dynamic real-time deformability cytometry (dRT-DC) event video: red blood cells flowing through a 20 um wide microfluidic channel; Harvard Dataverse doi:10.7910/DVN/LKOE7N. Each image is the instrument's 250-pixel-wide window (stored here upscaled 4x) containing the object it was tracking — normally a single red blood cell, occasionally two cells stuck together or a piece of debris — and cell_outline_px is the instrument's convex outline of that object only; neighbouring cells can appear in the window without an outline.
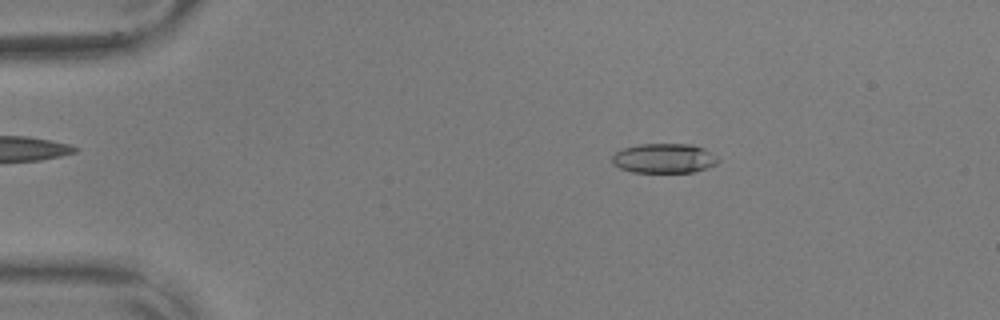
{"species": "common noctule bat (a hibernating species)", "species_latin": "Nyctalus noctula", "temperature_condition": "warm", "stored_images_in_passage": 56, "camera_frame_rate_fps": 3000, "um_per_image_px": 0.085, "animal": {"sex": "male", "body_mass_g": 17.9, "forearm_length_mm": 54.2}, "frame": {"image": 1, "passage_image": 10, "time_ms": 3.0, "image_size_px": [1000, 320], "cell_outline_px": [[720, 160], [716, 164], [708, 168], [692, 172], [632, 172], [620, 168], [612, 164], [612, 156], [620, 148], [636, 144], [692, 144], [704, 148], [716, 156]], "centroid_in_image_um": [56.43, 13.45], "position_along_channel_um": 28.6, "area_um2": 18.5}}
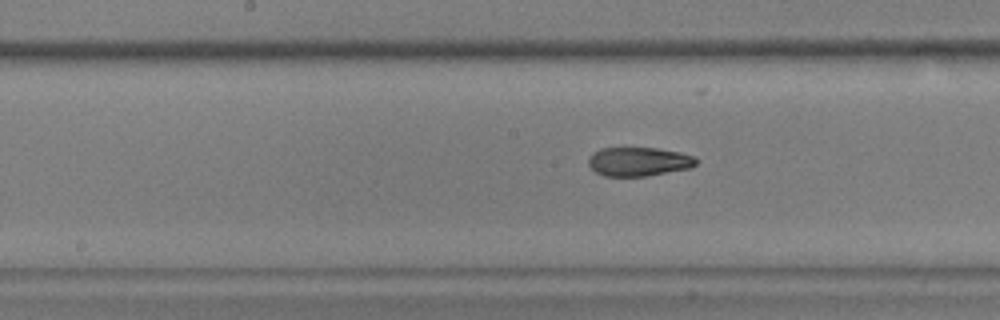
{"frame": {"image": 2, "passage_image": 29, "time_ms": 9.333, "image_size_px": [1000, 320], "cell_outline_px": [[700, 160], [692, 168], [644, 176], [604, 176], [596, 172], [588, 164], [588, 156], [592, 152], [600, 148], [656, 148], [680, 152], [696, 156]], "centroid_in_image_um": [54.31, 13.73], "position_along_channel_um": 193.9, "area_um2": 18.38}}
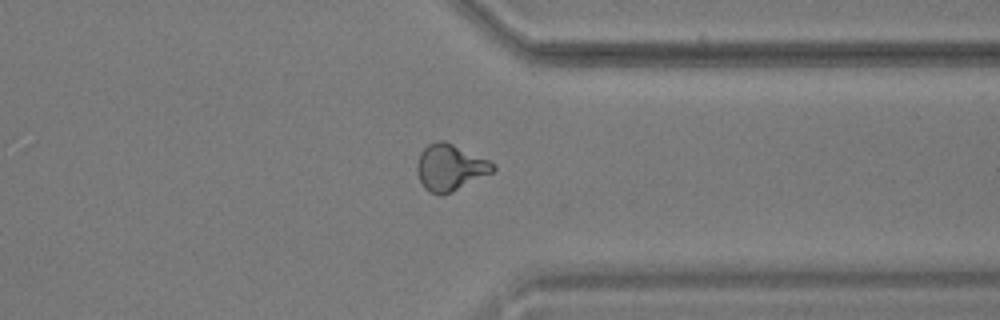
{"frame": {"image": 3, "passage_image": 44, "time_ms": 14.333, "image_size_px": [1000, 320], "cell_outline_px": [[496, 168], [492, 172], [452, 192], [440, 196], [428, 192], [424, 188], [420, 180], [416, 168], [416, 164], [420, 152], [428, 144], [436, 140], [444, 140], [488, 160], [496, 164]], "centroid_in_image_um": [38.23, 14.24], "position_along_channel_um": 373.2, "area_um2": 20.52}, "authors_computed_cell_mechanics": {"area_um2": 18.9584, "velocity_mm_per_s": 3.6182, "shape_relaxation_time_tau1_ms": 6.5927, "shape_relaxation_time_tau2_ms": 1.8604, "deformation_change_tau1": 0.2274, "deformation_change_tau2": 0.0857}}